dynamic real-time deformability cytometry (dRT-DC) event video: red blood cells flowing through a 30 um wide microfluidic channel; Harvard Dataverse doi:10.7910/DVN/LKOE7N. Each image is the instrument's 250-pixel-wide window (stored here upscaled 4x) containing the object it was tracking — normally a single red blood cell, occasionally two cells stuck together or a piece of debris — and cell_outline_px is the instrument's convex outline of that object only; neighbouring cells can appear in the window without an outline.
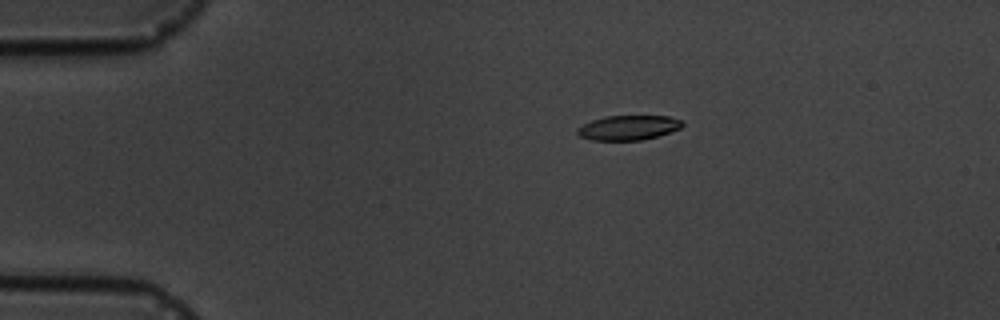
{"species": "common noctule bat (a hibernating species)", "species_latin": "Nyctalus noctula", "temperature_condition": "cold", "stored_images_in_passage": 8, "camera_frame_rate_fps": 3000, "um_per_image_px": 0.085, "animal": {"sex": "male", "body_mass_g": 19.5, "forearm_length_mm": 54.6}, "frame": {"image": 1, "passage_image": 4, "time_ms": 3.333, "image_size_px": [1000, 320], "cell_outline_px": [[684, 124], [680, 128], [656, 136], [640, 140], [592, 140], [580, 136], [576, 132], [576, 128], [592, 120], [604, 116], [668, 116], [680, 120]], "centroid_in_image_um": [53.37, 10.84], "position_along_channel_um": 31.6, "area_um2": 14.91}}
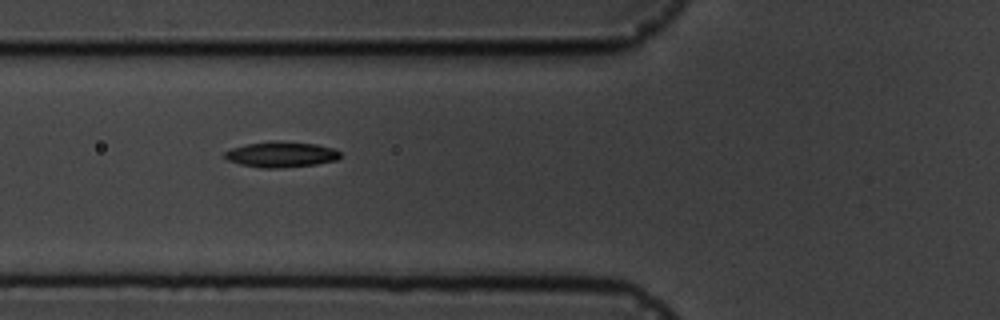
{"frame": {"image": 2, "passage_image": 7, "time_ms": 6.667, "image_size_px": [1000, 320], "cell_outline_px": [[340, 156], [336, 160], [316, 164], [280, 168], [264, 168], [240, 164], [228, 160], [224, 156], [224, 152], [232, 148], [248, 144], [276, 140], [316, 144], [332, 148], [340, 152]], "centroid_in_image_um": [23.89, 13.12], "position_along_channel_um": 101.9, "area_um2": 17.11}}
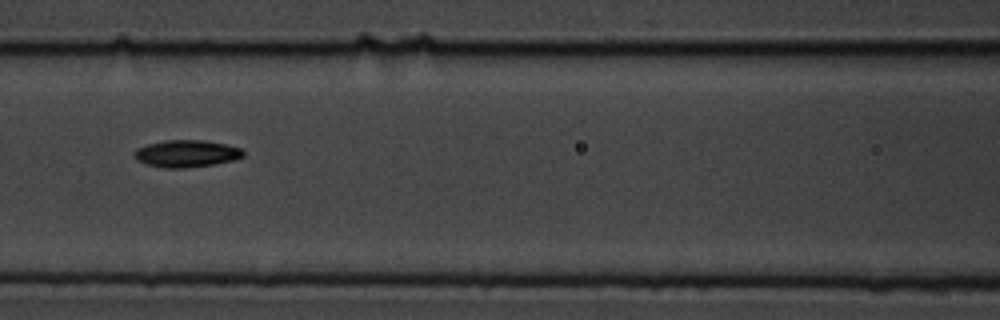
{"frame": {"image": 3, "passage_image": 8, "time_ms": 8.0, "image_size_px": [1000, 320], "cell_outline_px": [[244, 156], [236, 160], [216, 164], [184, 168], [164, 168], [148, 164], [136, 160], [132, 152], [136, 148], [148, 144], [168, 140], [204, 140], [224, 144], [240, 148], [244, 152]], "centroid_in_image_um": [15.85, 13.06], "position_along_channel_um": 150.8, "area_um2": 17.28}}